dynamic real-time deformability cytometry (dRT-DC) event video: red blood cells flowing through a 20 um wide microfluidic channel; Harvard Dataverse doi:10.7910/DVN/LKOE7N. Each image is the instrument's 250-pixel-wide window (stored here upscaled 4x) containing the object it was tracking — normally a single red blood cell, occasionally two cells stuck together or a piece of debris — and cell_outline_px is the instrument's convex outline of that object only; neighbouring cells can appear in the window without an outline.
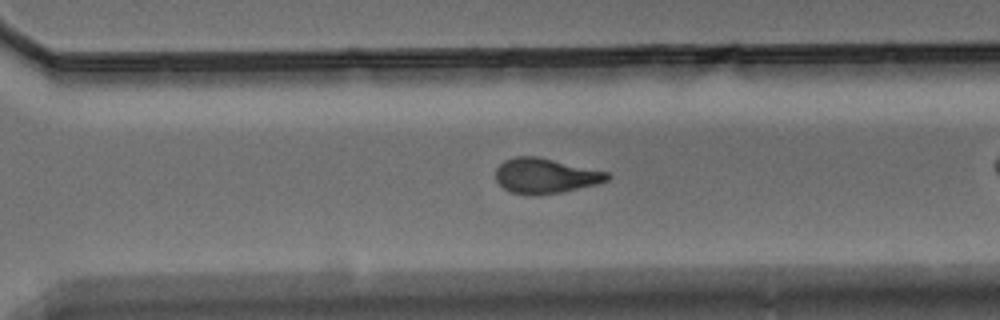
{"species": "Egyptian fruit bat (a non-hibernating species)", "species_latin": "Rousettus aegyptiacus", "temperature_condition": "warm", "stored_images_in_passage": 30, "camera_frame_rate_fps": 3000, "um_per_image_px": 0.085, "animal": {"sex": "male"}, "frame": {"image": 1, "passage_image": 26, "time_ms": 8.333, "image_size_px": [1000, 320], "cell_outline_px": [[612, 176], [608, 180], [600, 184], [560, 192], [512, 192], [504, 188], [496, 180], [496, 168], [504, 160], [512, 156], [536, 156], [608, 172]], "centroid_in_image_um": [46.39, 14.9], "position_along_channel_um": 324.2, "area_um2": 22.2}}